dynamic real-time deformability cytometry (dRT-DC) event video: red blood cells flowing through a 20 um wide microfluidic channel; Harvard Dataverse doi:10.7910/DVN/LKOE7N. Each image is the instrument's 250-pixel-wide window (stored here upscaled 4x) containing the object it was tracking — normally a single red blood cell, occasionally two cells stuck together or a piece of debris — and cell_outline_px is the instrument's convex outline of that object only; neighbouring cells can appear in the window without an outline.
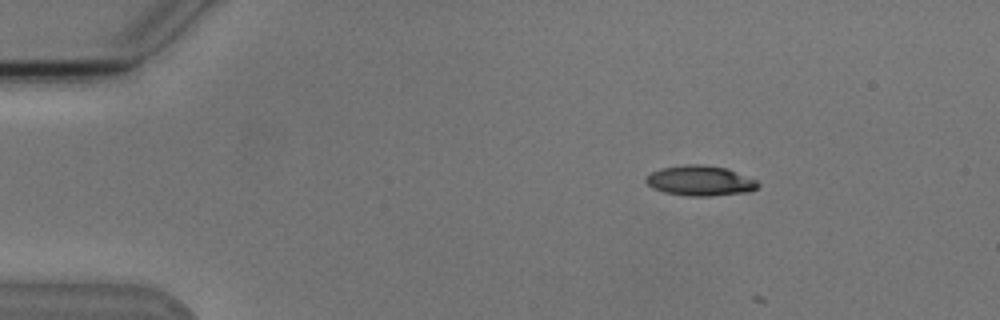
{"species": "Egyptian fruit bat (a non-hibernating species)", "species_latin": "Rousettus aegyptiacus", "temperature_condition": "cold", "stored_images_in_passage": 4, "segment_of_instrument_passage": [1, 2], "camera_frame_rate_fps": 3000, "um_per_image_px": 0.085, "animal": {"sex": "male"}, "frame": {"image": 1, "passage_image": 1, "time_ms": 0.0, "image_size_px": [1000, 320], "cell_outline_px": [[760, 184], [752, 192], [712, 196], [688, 196], [664, 192], [652, 188], [644, 180], [644, 176], [660, 168], [688, 164], [700, 164], [728, 168], [756, 180]], "centroid_in_image_um": [59.51, 15.36], "position_along_channel_um": 25.5, "area_um2": 19.94}}